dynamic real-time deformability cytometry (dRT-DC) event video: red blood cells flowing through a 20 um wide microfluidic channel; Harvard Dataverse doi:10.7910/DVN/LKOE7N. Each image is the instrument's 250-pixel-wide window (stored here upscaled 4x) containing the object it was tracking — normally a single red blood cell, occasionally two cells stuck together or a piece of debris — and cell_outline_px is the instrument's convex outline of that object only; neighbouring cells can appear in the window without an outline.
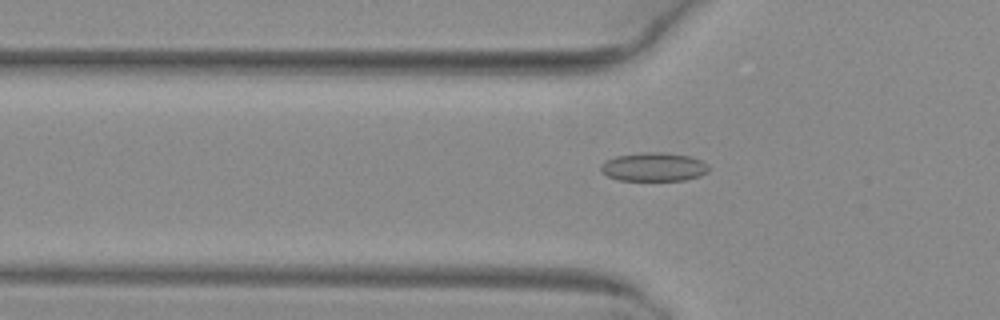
{"species": "common noctule bat (a hibernating species)", "species_latin": "Nyctalus noctula", "temperature_condition": "warm", "stored_images_in_passage": 41, "camera_frame_rate_fps": 3000, "um_per_image_px": 0.085, "animal": {"sex": "female", "body_mass_g": 29.2, "forearm_length_mm": 56.3}, "frame": {"image": 1, "passage_image": 11, "time_ms": 3.333, "image_size_px": [1000, 320], "cell_outline_px": [[708, 172], [700, 176], [684, 180], [616, 180], [600, 172], [600, 164], [604, 160], [616, 156], [640, 152], [664, 152], [688, 156], [700, 160], [708, 164]], "centroid_in_image_um": [55.52, 14.18], "position_along_channel_um": 70.3, "area_um2": 18.21}}
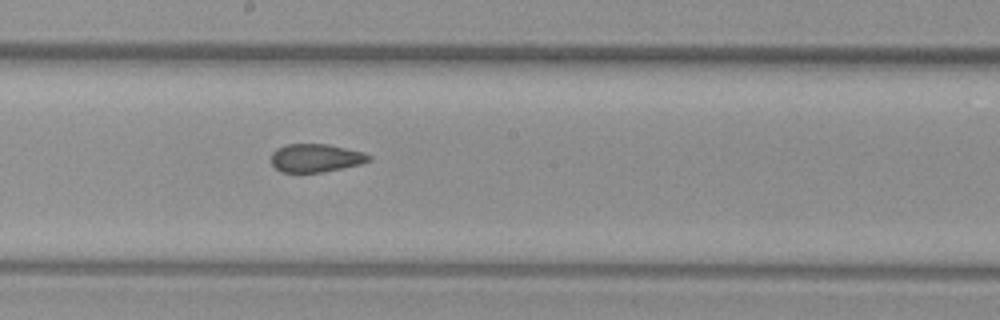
{"frame": {"image": 2, "passage_image": 22, "time_ms": 7.0, "image_size_px": [1000, 320], "cell_outline_px": [[372, 160], [360, 164], [320, 172], [280, 172], [272, 164], [272, 152], [276, 148], [288, 144], [328, 144], [364, 152], [372, 156]], "centroid_in_image_um": [26.85, 13.42], "position_along_channel_um": 221.4, "area_um2": 16.01}}
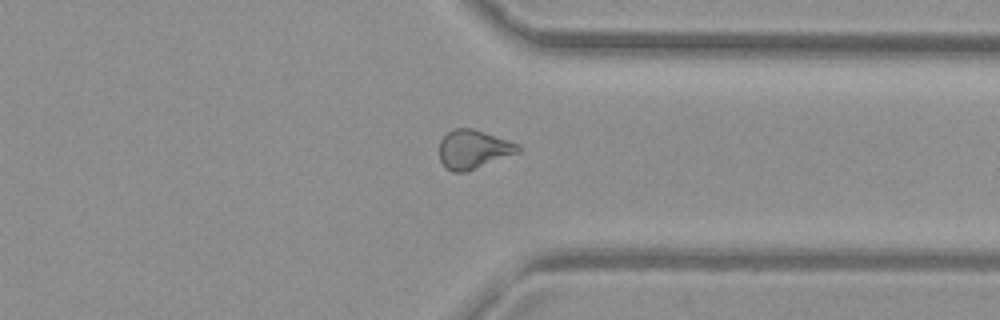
{"frame": {"image": 3, "passage_image": 33, "time_ms": 10.667, "image_size_px": [1000, 320], "cell_outline_px": [[520, 152], [468, 172], [452, 172], [440, 160], [440, 140], [452, 128], [472, 128], [520, 144]], "centroid_in_image_um": [40.26, 12.7], "position_along_channel_um": 371.1, "area_um2": 17.86}}